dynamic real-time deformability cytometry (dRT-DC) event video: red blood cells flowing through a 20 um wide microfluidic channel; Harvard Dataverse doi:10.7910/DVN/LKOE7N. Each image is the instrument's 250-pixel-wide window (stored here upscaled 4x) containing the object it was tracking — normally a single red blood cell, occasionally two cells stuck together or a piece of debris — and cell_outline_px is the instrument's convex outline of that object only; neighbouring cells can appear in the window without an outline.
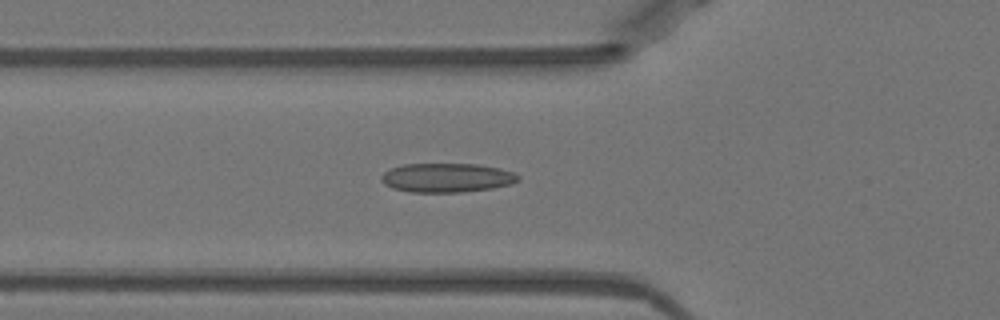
{"species": "Egyptian fruit bat (a non-hibernating species)", "species_latin": "Rousettus aegyptiacus", "temperature_condition": "warm", "stored_images_in_passage": 35, "camera_frame_rate_fps": 3000, "um_per_image_px": 0.085, "animal": {"sex": "female"}, "frame": {"image": 1, "passage_image": 3, "time_ms": 0.667, "image_size_px": [1000, 320], "cell_outline_px": [[520, 180], [512, 184], [492, 188], [460, 192], [408, 192], [392, 188], [384, 184], [380, 180], [380, 176], [384, 172], [392, 168], [404, 164], [476, 164], [496, 168], [512, 172], [520, 176]], "centroid_in_image_um": [37.95, 15.11], "position_along_channel_um": 87.9, "area_um2": 23.18}}
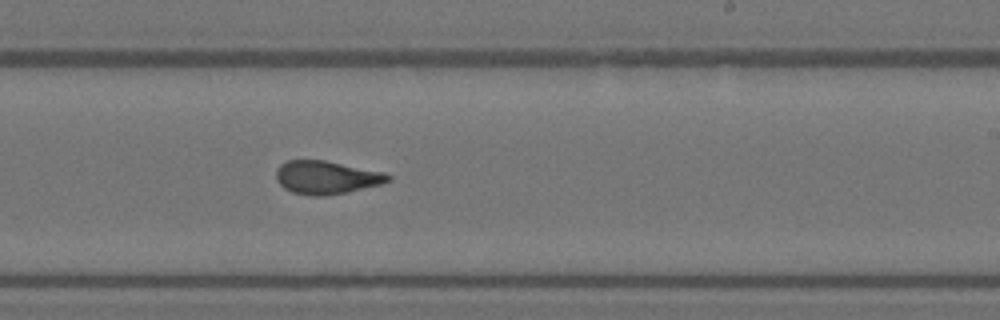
{"frame": {"image": 2, "passage_image": 16, "time_ms": 5.0, "image_size_px": [1000, 320], "cell_outline_px": [[392, 180], [380, 184], [344, 192], [324, 196], [312, 196], [292, 192], [284, 188], [276, 180], [276, 168], [280, 164], [288, 160], [324, 160], [384, 172], [392, 176]], "centroid_in_image_um": [27.72, 15.07], "position_along_channel_um": 261.3, "area_um2": 21.56}}
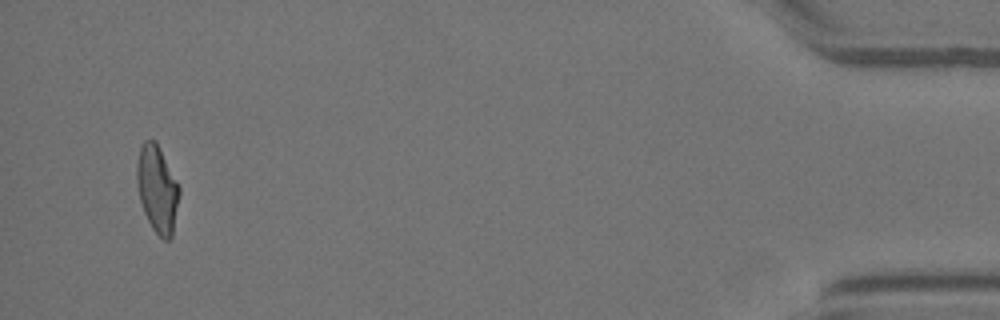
{"frame": {"image": 3, "passage_image": 34, "time_ms": 11.0, "image_size_px": [1000, 320], "cell_outline_px": [[180, 192], [172, 236], [168, 240], [164, 240], [152, 228], [144, 212], [140, 200], [136, 180], [136, 164], [140, 144], [144, 140], [156, 140], [180, 188]], "centroid_in_image_um": [13.35, 16.03], "position_along_channel_um": 421.9, "area_um2": 21.5}}